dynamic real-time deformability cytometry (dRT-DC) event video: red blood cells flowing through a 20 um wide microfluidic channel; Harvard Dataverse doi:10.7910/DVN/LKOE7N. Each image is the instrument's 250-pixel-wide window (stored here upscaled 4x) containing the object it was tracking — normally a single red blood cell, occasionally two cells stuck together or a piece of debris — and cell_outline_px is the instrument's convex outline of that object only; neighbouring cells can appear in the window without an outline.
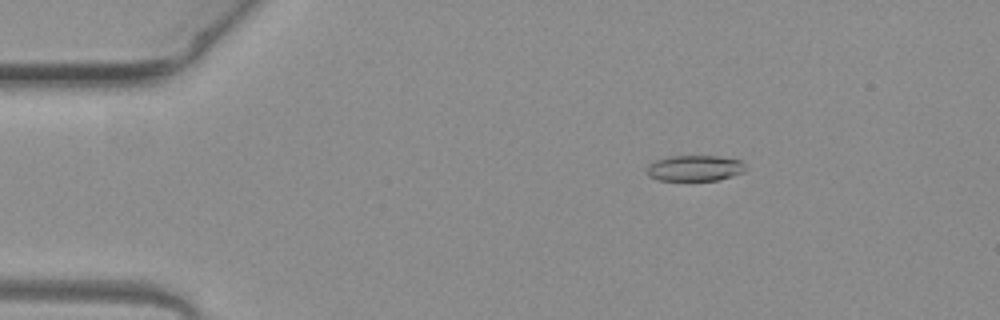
{"species": "common noctule bat (a hibernating species)", "species_latin": "Nyctalus noctula", "temperature_condition": "warm", "stored_images_in_passage": 5, "camera_frame_rate_fps": 3000, "um_per_image_px": 0.085, "animal": {"sex": "female", "body_mass_g": 19.3, "forearm_length_mm": 54.1}, "frame": {"image": 1, "passage_image": 2, "time_ms": 0.333, "image_size_px": [1000, 320], "cell_outline_px": [[744, 172], [720, 180], [660, 180], [648, 176], [648, 164], [656, 160], [668, 156], [720, 156], [740, 160], [744, 164]], "centroid_in_image_um": [59.06, 14.29], "position_along_channel_um": 25.9, "area_um2": 14.8}}
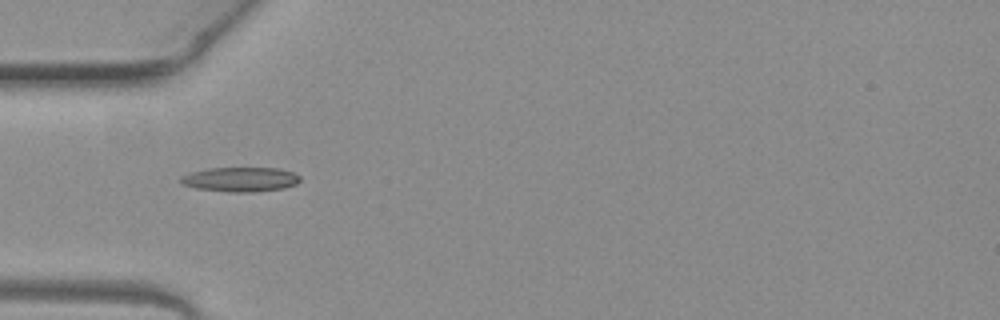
{"frame": {"image": 2, "passage_image": 4, "time_ms": 1.0, "image_size_px": [1000, 320], "cell_outline_px": [[300, 180], [296, 184], [284, 188], [256, 192], [228, 192], [196, 188], [180, 184], [180, 176], [192, 172], [208, 168], [280, 168], [292, 172], [300, 176]], "centroid_in_image_um": [20.43, 15.25], "position_along_channel_um": 64.6, "area_um2": 17.17}}
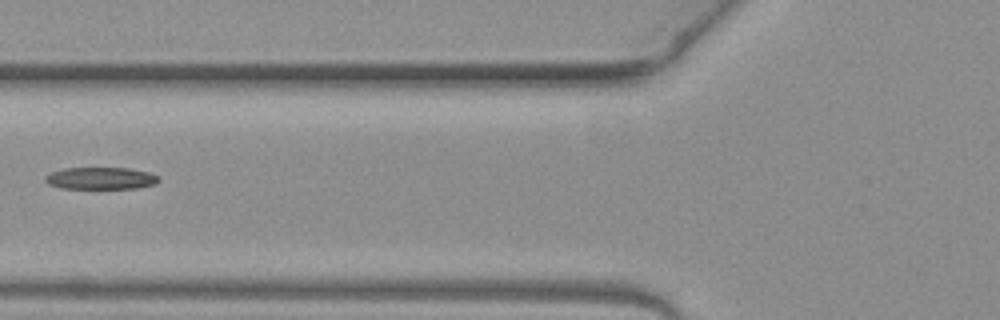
{"frame": {"image": 3, "passage_image": 5, "time_ms": 1.333, "image_size_px": [1000, 320], "cell_outline_px": [[160, 180], [156, 184], [136, 188], [60, 188], [48, 184], [44, 180], [44, 176], [52, 172], [64, 168], [128, 168], [148, 172], [160, 176]], "centroid_in_image_um": [8.57, 15.15], "position_along_channel_um": 117.2, "area_um2": 14.62}}